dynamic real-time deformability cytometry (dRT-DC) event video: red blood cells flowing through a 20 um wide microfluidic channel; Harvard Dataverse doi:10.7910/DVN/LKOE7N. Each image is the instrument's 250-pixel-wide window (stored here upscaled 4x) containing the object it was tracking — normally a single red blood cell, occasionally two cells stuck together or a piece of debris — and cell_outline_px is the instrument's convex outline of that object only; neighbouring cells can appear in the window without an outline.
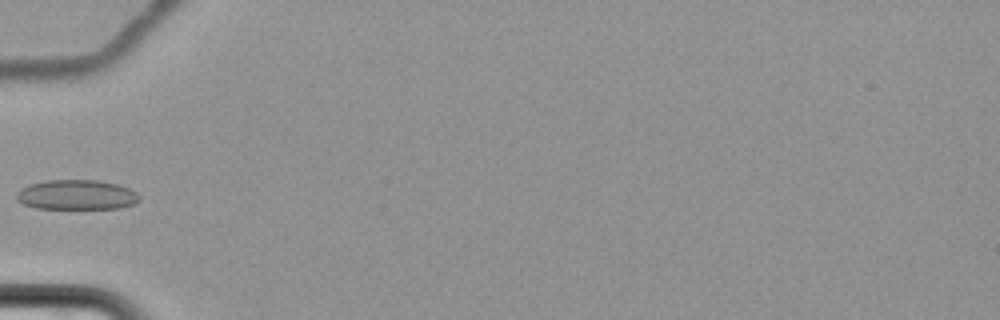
{"species": "common noctule bat (a hibernating species)", "species_latin": "Nyctalus noctula", "temperature_condition": "cold", "stored_images_in_passage": 40, "camera_frame_rate_fps": 3000, "um_per_image_px": 0.085, "animal": {"sex": "female", "body_mass_g": 22.7, "forearm_length_mm": 54.2}, "frame": {"image": 1, "passage_image": 1, "time_ms": 0.0, "image_size_px": [1000, 320], "cell_outline_px": [[140, 200], [132, 204], [120, 208], [36, 208], [24, 204], [16, 200], [16, 192], [28, 184], [44, 180], [96, 180], [116, 184], [128, 188], [136, 192], [140, 196]], "centroid_in_image_um": [6.48, 16.55], "position_along_channel_um": 78.5, "area_um2": 21.33}}
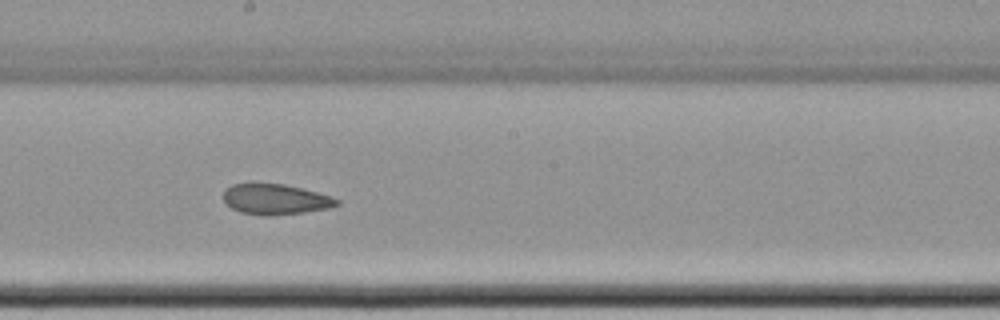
{"frame": {"image": 2, "passage_image": 14, "time_ms": 4.333, "image_size_px": [1000, 320], "cell_outline_px": [[340, 204], [328, 208], [304, 212], [268, 216], [264, 216], [240, 212], [232, 208], [224, 200], [224, 192], [232, 184], [284, 184], [316, 192], [340, 200]], "centroid_in_image_um": [23.42, 16.95], "position_along_channel_um": 224.8, "area_um2": 19.77}}
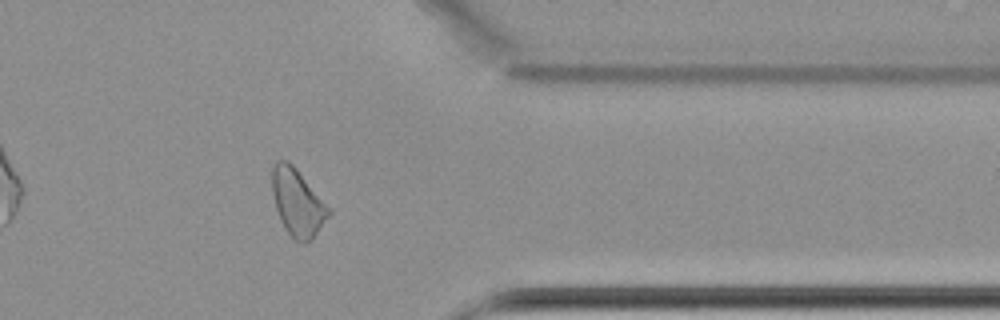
{"frame": {"image": 3, "passage_image": 29, "time_ms": 9.333, "image_size_px": [1000, 320], "cell_outline_px": [[332, 212], [312, 240], [304, 244], [300, 244], [284, 228], [280, 220], [276, 208], [272, 192], [272, 168], [276, 160], [288, 160], [296, 168]], "centroid_in_image_um": [25.27, 17.24], "position_along_channel_um": 386.1, "area_um2": 21.91}}